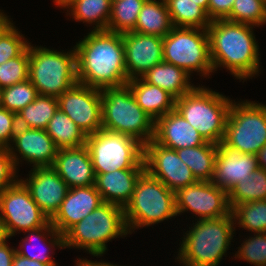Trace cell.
<instances>
[{"mask_svg": "<svg viewBox=\"0 0 266 266\" xmlns=\"http://www.w3.org/2000/svg\"><path fill=\"white\" fill-rule=\"evenodd\" d=\"M76 43L78 83L103 90L129 81L122 33L91 30Z\"/></svg>", "mask_w": 266, "mask_h": 266, "instance_id": "cell-1", "label": "cell"}, {"mask_svg": "<svg viewBox=\"0 0 266 266\" xmlns=\"http://www.w3.org/2000/svg\"><path fill=\"white\" fill-rule=\"evenodd\" d=\"M253 25L229 20L212 21L207 28L214 69L225 67L237 79L247 81L259 74V46Z\"/></svg>", "mask_w": 266, "mask_h": 266, "instance_id": "cell-2", "label": "cell"}, {"mask_svg": "<svg viewBox=\"0 0 266 266\" xmlns=\"http://www.w3.org/2000/svg\"><path fill=\"white\" fill-rule=\"evenodd\" d=\"M195 220L184 234L177 261L183 266H218L235 234L233 215Z\"/></svg>", "mask_w": 266, "mask_h": 266, "instance_id": "cell-3", "label": "cell"}, {"mask_svg": "<svg viewBox=\"0 0 266 266\" xmlns=\"http://www.w3.org/2000/svg\"><path fill=\"white\" fill-rule=\"evenodd\" d=\"M128 234L124 208L104 202L63 235L64 248H83L100 257L108 250L106 243Z\"/></svg>", "mask_w": 266, "mask_h": 266, "instance_id": "cell-4", "label": "cell"}, {"mask_svg": "<svg viewBox=\"0 0 266 266\" xmlns=\"http://www.w3.org/2000/svg\"><path fill=\"white\" fill-rule=\"evenodd\" d=\"M102 129L131 136L143 145L154 138L155 121L137 104L130 87L101 90Z\"/></svg>", "mask_w": 266, "mask_h": 266, "instance_id": "cell-5", "label": "cell"}, {"mask_svg": "<svg viewBox=\"0 0 266 266\" xmlns=\"http://www.w3.org/2000/svg\"><path fill=\"white\" fill-rule=\"evenodd\" d=\"M233 100L204 86L175 100V109L202 137L219 144L225 135L226 122Z\"/></svg>", "mask_w": 266, "mask_h": 266, "instance_id": "cell-6", "label": "cell"}, {"mask_svg": "<svg viewBox=\"0 0 266 266\" xmlns=\"http://www.w3.org/2000/svg\"><path fill=\"white\" fill-rule=\"evenodd\" d=\"M175 216V192L145 170L136 182L130 202L124 208L129 234L136 228L149 227Z\"/></svg>", "mask_w": 266, "mask_h": 266, "instance_id": "cell-7", "label": "cell"}, {"mask_svg": "<svg viewBox=\"0 0 266 266\" xmlns=\"http://www.w3.org/2000/svg\"><path fill=\"white\" fill-rule=\"evenodd\" d=\"M29 80L39 95L58 98L78 83L75 48L66 53L29 44Z\"/></svg>", "mask_w": 266, "mask_h": 266, "instance_id": "cell-8", "label": "cell"}, {"mask_svg": "<svg viewBox=\"0 0 266 266\" xmlns=\"http://www.w3.org/2000/svg\"><path fill=\"white\" fill-rule=\"evenodd\" d=\"M95 175L118 169H145L144 145L137 139L104 129L87 135Z\"/></svg>", "mask_w": 266, "mask_h": 266, "instance_id": "cell-9", "label": "cell"}, {"mask_svg": "<svg viewBox=\"0 0 266 266\" xmlns=\"http://www.w3.org/2000/svg\"><path fill=\"white\" fill-rule=\"evenodd\" d=\"M163 60L190 75L194 71L206 78L214 73L207 29L173 27L163 37Z\"/></svg>", "mask_w": 266, "mask_h": 266, "instance_id": "cell-10", "label": "cell"}, {"mask_svg": "<svg viewBox=\"0 0 266 266\" xmlns=\"http://www.w3.org/2000/svg\"><path fill=\"white\" fill-rule=\"evenodd\" d=\"M222 143L243 154L256 155L266 145V105L232 101Z\"/></svg>", "mask_w": 266, "mask_h": 266, "instance_id": "cell-11", "label": "cell"}, {"mask_svg": "<svg viewBox=\"0 0 266 266\" xmlns=\"http://www.w3.org/2000/svg\"><path fill=\"white\" fill-rule=\"evenodd\" d=\"M49 222L20 180L0 193V225L8 239L17 232L34 230Z\"/></svg>", "mask_w": 266, "mask_h": 266, "instance_id": "cell-12", "label": "cell"}, {"mask_svg": "<svg viewBox=\"0 0 266 266\" xmlns=\"http://www.w3.org/2000/svg\"><path fill=\"white\" fill-rule=\"evenodd\" d=\"M176 213L186 211L200 219L219 218L231 214L228 193L211 181H197L175 192Z\"/></svg>", "mask_w": 266, "mask_h": 266, "instance_id": "cell-13", "label": "cell"}, {"mask_svg": "<svg viewBox=\"0 0 266 266\" xmlns=\"http://www.w3.org/2000/svg\"><path fill=\"white\" fill-rule=\"evenodd\" d=\"M58 108L86 136L102 129L101 90L99 89L76 83L58 97Z\"/></svg>", "mask_w": 266, "mask_h": 266, "instance_id": "cell-14", "label": "cell"}, {"mask_svg": "<svg viewBox=\"0 0 266 266\" xmlns=\"http://www.w3.org/2000/svg\"><path fill=\"white\" fill-rule=\"evenodd\" d=\"M145 170L160 180L169 190L197 182L191 169L180 159L176 150L166 148L153 139L144 145Z\"/></svg>", "mask_w": 266, "mask_h": 266, "instance_id": "cell-15", "label": "cell"}, {"mask_svg": "<svg viewBox=\"0 0 266 266\" xmlns=\"http://www.w3.org/2000/svg\"><path fill=\"white\" fill-rule=\"evenodd\" d=\"M125 68L129 80L141 78L163 62V38L137 32L122 33Z\"/></svg>", "mask_w": 266, "mask_h": 266, "instance_id": "cell-16", "label": "cell"}, {"mask_svg": "<svg viewBox=\"0 0 266 266\" xmlns=\"http://www.w3.org/2000/svg\"><path fill=\"white\" fill-rule=\"evenodd\" d=\"M8 150L13 157L16 168L21 159L27 161L28 164H32L33 168L52 167L58 151L52 138L45 130L21 126L17 127Z\"/></svg>", "mask_w": 266, "mask_h": 266, "instance_id": "cell-17", "label": "cell"}, {"mask_svg": "<svg viewBox=\"0 0 266 266\" xmlns=\"http://www.w3.org/2000/svg\"><path fill=\"white\" fill-rule=\"evenodd\" d=\"M30 171L29 177L19 180L28 189L39 208L51 220L58 212L69 187L53 167H37Z\"/></svg>", "mask_w": 266, "mask_h": 266, "instance_id": "cell-18", "label": "cell"}, {"mask_svg": "<svg viewBox=\"0 0 266 266\" xmlns=\"http://www.w3.org/2000/svg\"><path fill=\"white\" fill-rule=\"evenodd\" d=\"M258 168L256 155L243 154L226 147L222 142L217 144L214 174L211 182L227 193L240 181L249 178Z\"/></svg>", "mask_w": 266, "mask_h": 266, "instance_id": "cell-19", "label": "cell"}, {"mask_svg": "<svg viewBox=\"0 0 266 266\" xmlns=\"http://www.w3.org/2000/svg\"><path fill=\"white\" fill-rule=\"evenodd\" d=\"M103 203L102 196L95 185L69 188L58 212L50 222L59 233L64 235Z\"/></svg>", "mask_w": 266, "mask_h": 266, "instance_id": "cell-20", "label": "cell"}, {"mask_svg": "<svg viewBox=\"0 0 266 266\" xmlns=\"http://www.w3.org/2000/svg\"><path fill=\"white\" fill-rule=\"evenodd\" d=\"M153 140L173 150L196 147L207 142L176 109L155 121Z\"/></svg>", "mask_w": 266, "mask_h": 266, "instance_id": "cell-21", "label": "cell"}, {"mask_svg": "<svg viewBox=\"0 0 266 266\" xmlns=\"http://www.w3.org/2000/svg\"><path fill=\"white\" fill-rule=\"evenodd\" d=\"M69 188L95 184V172L90 152L86 145L57 151L52 166Z\"/></svg>", "mask_w": 266, "mask_h": 266, "instance_id": "cell-22", "label": "cell"}, {"mask_svg": "<svg viewBox=\"0 0 266 266\" xmlns=\"http://www.w3.org/2000/svg\"><path fill=\"white\" fill-rule=\"evenodd\" d=\"M144 171L145 169H118L98 174L94 185L104 202L125 208L130 202L137 180Z\"/></svg>", "mask_w": 266, "mask_h": 266, "instance_id": "cell-23", "label": "cell"}, {"mask_svg": "<svg viewBox=\"0 0 266 266\" xmlns=\"http://www.w3.org/2000/svg\"><path fill=\"white\" fill-rule=\"evenodd\" d=\"M137 104L154 120L175 109V98L158 86L145 82L142 78L127 82Z\"/></svg>", "mask_w": 266, "mask_h": 266, "instance_id": "cell-24", "label": "cell"}, {"mask_svg": "<svg viewBox=\"0 0 266 266\" xmlns=\"http://www.w3.org/2000/svg\"><path fill=\"white\" fill-rule=\"evenodd\" d=\"M141 78L145 82L167 91L175 99L195 88L190 82V74L184 69L164 61L155 65Z\"/></svg>", "mask_w": 266, "mask_h": 266, "instance_id": "cell-25", "label": "cell"}, {"mask_svg": "<svg viewBox=\"0 0 266 266\" xmlns=\"http://www.w3.org/2000/svg\"><path fill=\"white\" fill-rule=\"evenodd\" d=\"M57 7L68 9L75 21L91 24L93 30H107L111 15V0H53Z\"/></svg>", "mask_w": 266, "mask_h": 266, "instance_id": "cell-26", "label": "cell"}, {"mask_svg": "<svg viewBox=\"0 0 266 266\" xmlns=\"http://www.w3.org/2000/svg\"><path fill=\"white\" fill-rule=\"evenodd\" d=\"M173 27L165 0H146L132 31L163 38Z\"/></svg>", "mask_w": 266, "mask_h": 266, "instance_id": "cell-27", "label": "cell"}, {"mask_svg": "<svg viewBox=\"0 0 266 266\" xmlns=\"http://www.w3.org/2000/svg\"><path fill=\"white\" fill-rule=\"evenodd\" d=\"M24 233H27V236H25L24 239L21 240L22 244L20 245V248H18V249L16 248V253L17 254H19L20 256H24V257H26L28 259L36 260V261L44 263V264H56L55 261L52 259V256H50L51 254H49V251L47 249L44 248L45 250L43 249L41 251V250H39L37 248L38 249L37 252L28 250V249H32L33 250V248L37 247L36 244H31V243L35 242V240L41 241V242L38 241L40 243L39 244L40 246H42V245L44 246V245H48L49 244L48 245V247H49L48 249L50 251L53 250L52 247L55 248V246L60 248V249H64L63 235L61 233H59L54 228V226L51 224V222H49L47 225H45L43 227H40V228H37V229H34V230H29V231H26ZM46 237L50 238V239H47ZM42 241H43V244L41 245ZM28 244L31 245V246H29ZM27 245L29 247H27ZM25 247H27V248H25Z\"/></svg>", "mask_w": 266, "mask_h": 266, "instance_id": "cell-28", "label": "cell"}, {"mask_svg": "<svg viewBox=\"0 0 266 266\" xmlns=\"http://www.w3.org/2000/svg\"><path fill=\"white\" fill-rule=\"evenodd\" d=\"M180 159L191 169L197 181H211L214 174L217 144L207 141L196 146L176 150Z\"/></svg>", "mask_w": 266, "mask_h": 266, "instance_id": "cell-29", "label": "cell"}, {"mask_svg": "<svg viewBox=\"0 0 266 266\" xmlns=\"http://www.w3.org/2000/svg\"><path fill=\"white\" fill-rule=\"evenodd\" d=\"M58 150L86 145L84 132L59 108L45 128Z\"/></svg>", "mask_w": 266, "mask_h": 266, "instance_id": "cell-30", "label": "cell"}, {"mask_svg": "<svg viewBox=\"0 0 266 266\" xmlns=\"http://www.w3.org/2000/svg\"><path fill=\"white\" fill-rule=\"evenodd\" d=\"M57 109L58 98L38 95L17 113V124L24 128L45 130Z\"/></svg>", "mask_w": 266, "mask_h": 266, "instance_id": "cell-31", "label": "cell"}, {"mask_svg": "<svg viewBox=\"0 0 266 266\" xmlns=\"http://www.w3.org/2000/svg\"><path fill=\"white\" fill-rule=\"evenodd\" d=\"M174 27L207 29L211 21L207 11L192 0H165Z\"/></svg>", "mask_w": 266, "mask_h": 266, "instance_id": "cell-32", "label": "cell"}, {"mask_svg": "<svg viewBox=\"0 0 266 266\" xmlns=\"http://www.w3.org/2000/svg\"><path fill=\"white\" fill-rule=\"evenodd\" d=\"M228 200L231 210L239 204L266 200V170L258 167L249 178L237 183L228 192Z\"/></svg>", "mask_w": 266, "mask_h": 266, "instance_id": "cell-33", "label": "cell"}, {"mask_svg": "<svg viewBox=\"0 0 266 266\" xmlns=\"http://www.w3.org/2000/svg\"><path fill=\"white\" fill-rule=\"evenodd\" d=\"M146 0H118L112 2L107 31L130 32L135 28L138 15Z\"/></svg>", "mask_w": 266, "mask_h": 266, "instance_id": "cell-34", "label": "cell"}, {"mask_svg": "<svg viewBox=\"0 0 266 266\" xmlns=\"http://www.w3.org/2000/svg\"><path fill=\"white\" fill-rule=\"evenodd\" d=\"M231 213L238 227L255 234L266 232V200L236 205Z\"/></svg>", "mask_w": 266, "mask_h": 266, "instance_id": "cell-35", "label": "cell"}, {"mask_svg": "<svg viewBox=\"0 0 266 266\" xmlns=\"http://www.w3.org/2000/svg\"><path fill=\"white\" fill-rule=\"evenodd\" d=\"M38 95L35 86L27 79L1 89V107L17 114L29 103H32Z\"/></svg>", "mask_w": 266, "mask_h": 266, "instance_id": "cell-36", "label": "cell"}, {"mask_svg": "<svg viewBox=\"0 0 266 266\" xmlns=\"http://www.w3.org/2000/svg\"><path fill=\"white\" fill-rule=\"evenodd\" d=\"M230 21L256 27L266 24V6L263 0H235Z\"/></svg>", "mask_w": 266, "mask_h": 266, "instance_id": "cell-37", "label": "cell"}, {"mask_svg": "<svg viewBox=\"0 0 266 266\" xmlns=\"http://www.w3.org/2000/svg\"><path fill=\"white\" fill-rule=\"evenodd\" d=\"M29 44L10 20L0 31V65L20 56Z\"/></svg>", "mask_w": 266, "mask_h": 266, "instance_id": "cell-38", "label": "cell"}, {"mask_svg": "<svg viewBox=\"0 0 266 266\" xmlns=\"http://www.w3.org/2000/svg\"><path fill=\"white\" fill-rule=\"evenodd\" d=\"M29 79V46L18 57L0 65V89Z\"/></svg>", "mask_w": 266, "mask_h": 266, "instance_id": "cell-39", "label": "cell"}, {"mask_svg": "<svg viewBox=\"0 0 266 266\" xmlns=\"http://www.w3.org/2000/svg\"><path fill=\"white\" fill-rule=\"evenodd\" d=\"M235 258L247 261L255 266H266V232L254 233L238 247Z\"/></svg>", "mask_w": 266, "mask_h": 266, "instance_id": "cell-40", "label": "cell"}, {"mask_svg": "<svg viewBox=\"0 0 266 266\" xmlns=\"http://www.w3.org/2000/svg\"><path fill=\"white\" fill-rule=\"evenodd\" d=\"M17 169L8 148H0V193L19 180Z\"/></svg>", "mask_w": 266, "mask_h": 266, "instance_id": "cell-41", "label": "cell"}, {"mask_svg": "<svg viewBox=\"0 0 266 266\" xmlns=\"http://www.w3.org/2000/svg\"><path fill=\"white\" fill-rule=\"evenodd\" d=\"M17 127V114L0 107V148L11 146Z\"/></svg>", "mask_w": 266, "mask_h": 266, "instance_id": "cell-42", "label": "cell"}, {"mask_svg": "<svg viewBox=\"0 0 266 266\" xmlns=\"http://www.w3.org/2000/svg\"><path fill=\"white\" fill-rule=\"evenodd\" d=\"M235 0H209L208 17L210 21L229 20Z\"/></svg>", "mask_w": 266, "mask_h": 266, "instance_id": "cell-43", "label": "cell"}, {"mask_svg": "<svg viewBox=\"0 0 266 266\" xmlns=\"http://www.w3.org/2000/svg\"><path fill=\"white\" fill-rule=\"evenodd\" d=\"M7 237L0 241V266H12L13 258L16 254V249L9 247Z\"/></svg>", "mask_w": 266, "mask_h": 266, "instance_id": "cell-44", "label": "cell"}, {"mask_svg": "<svg viewBox=\"0 0 266 266\" xmlns=\"http://www.w3.org/2000/svg\"><path fill=\"white\" fill-rule=\"evenodd\" d=\"M12 266H56V264H44L36 260L20 256L16 253L13 258Z\"/></svg>", "mask_w": 266, "mask_h": 266, "instance_id": "cell-45", "label": "cell"}, {"mask_svg": "<svg viewBox=\"0 0 266 266\" xmlns=\"http://www.w3.org/2000/svg\"><path fill=\"white\" fill-rule=\"evenodd\" d=\"M77 266H118V265H115V264H111V263H107L105 261H102V262H98V261H91V260H88V259H80L79 260L77 259V263H76Z\"/></svg>", "mask_w": 266, "mask_h": 266, "instance_id": "cell-46", "label": "cell"}, {"mask_svg": "<svg viewBox=\"0 0 266 266\" xmlns=\"http://www.w3.org/2000/svg\"><path fill=\"white\" fill-rule=\"evenodd\" d=\"M258 167L266 170V145L256 154Z\"/></svg>", "mask_w": 266, "mask_h": 266, "instance_id": "cell-47", "label": "cell"}, {"mask_svg": "<svg viewBox=\"0 0 266 266\" xmlns=\"http://www.w3.org/2000/svg\"><path fill=\"white\" fill-rule=\"evenodd\" d=\"M10 20L11 19L0 10V31Z\"/></svg>", "mask_w": 266, "mask_h": 266, "instance_id": "cell-48", "label": "cell"}, {"mask_svg": "<svg viewBox=\"0 0 266 266\" xmlns=\"http://www.w3.org/2000/svg\"><path fill=\"white\" fill-rule=\"evenodd\" d=\"M192 1H194L196 4L203 7L207 11V14H208V1L209 0H192Z\"/></svg>", "mask_w": 266, "mask_h": 266, "instance_id": "cell-49", "label": "cell"}, {"mask_svg": "<svg viewBox=\"0 0 266 266\" xmlns=\"http://www.w3.org/2000/svg\"><path fill=\"white\" fill-rule=\"evenodd\" d=\"M5 238L4 234H3V231H2V227L0 225V241Z\"/></svg>", "mask_w": 266, "mask_h": 266, "instance_id": "cell-50", "label": "cell"}]
</instances>
